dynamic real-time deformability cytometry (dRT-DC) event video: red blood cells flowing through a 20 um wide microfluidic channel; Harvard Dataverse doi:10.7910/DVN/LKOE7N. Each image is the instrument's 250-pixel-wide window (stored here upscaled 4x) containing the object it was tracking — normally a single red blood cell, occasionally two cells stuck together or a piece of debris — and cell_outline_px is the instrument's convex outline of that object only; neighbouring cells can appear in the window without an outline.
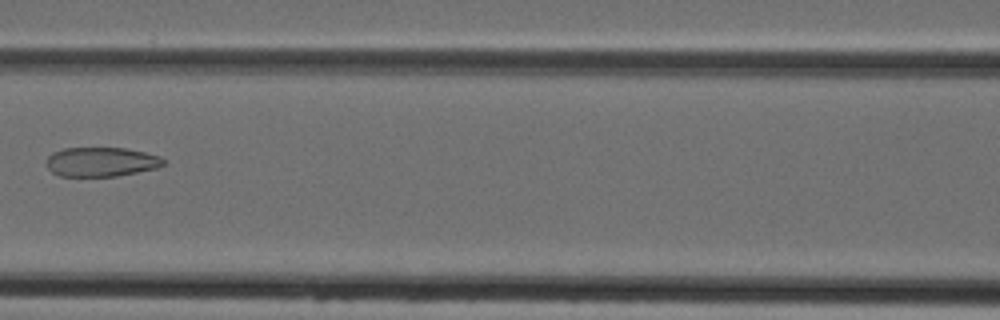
{"species": "Egyptian fruit bat (a non-hibernating species)", "species_latin": "Rousettus aegyptiacus", "temperature_condition": "cold", "stored_images_in_passage": 7, "camera_frame_rate_fps": 3000, "um_per_image_px": 0.085, "animal": {"sex": "female"}, "frame": {"image": 1, "passage_image": 6, "time_ms": 7.0, "image_size_px": [1000, 320], "cell_outline_px": [[164, 164], [156, 168], [116, 176], [60, 176], [52, 172], [44, 164], [44, 160], [52, 152], [64, 148], [124, 148], [144, 152], [160, 156], [164, 160]], "centroid_in_image_um": [8.54, 13.75], "position_along_channel_um": 158.1, "area_um2": 20.06}}
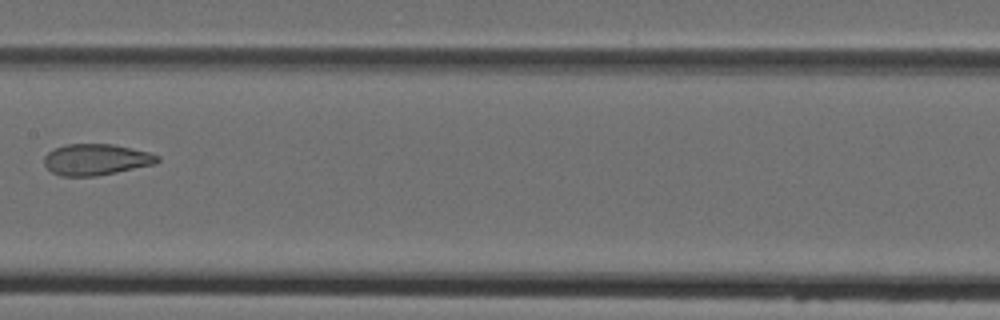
{"frame": {"image": 2, "passage_image": 7, "time_ms": 8.0, "image_size_px": [1000, 320], "cell_outline_px": [[160, 160], [156, 164], [96, 176], [60, 176], [52, 172], [44, 164], [44, 156], [48, 152], [56, 148], [68, 144], [112, 144], [132, 148], [148, 152], [160, 156]], "centroid_in_image_um": [8.18, 13.56], "position_along_channel_um": 199.2, "area_um2": 20.58}}